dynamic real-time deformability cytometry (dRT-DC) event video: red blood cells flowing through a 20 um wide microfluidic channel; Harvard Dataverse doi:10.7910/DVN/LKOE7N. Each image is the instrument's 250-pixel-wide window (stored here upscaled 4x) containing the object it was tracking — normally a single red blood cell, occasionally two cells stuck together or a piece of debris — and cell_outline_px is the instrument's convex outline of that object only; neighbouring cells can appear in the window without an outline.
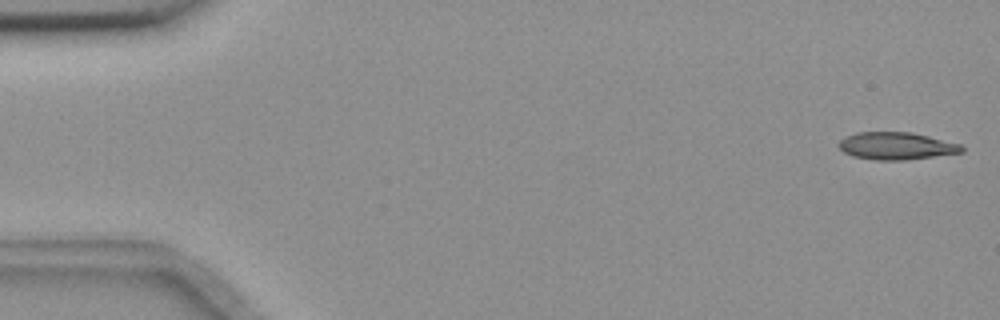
{"species": "common noctule bat (a hibernating species)", "species_latin": "Nyctalus noctula", "temperature_condition": "room temperature", "stored_images_in_passage": 55, "camera_frame_rate_fps": 3000, "um_per_image_px": 0.085, "animal": {"sex": "female", "body_mass_g": 18.4}, "frame": {"image": 1, "passage_image": 1, "time_ms": 0.0, "image_size_px": [1000, 320], "cell_outline_px": [[964, 152], [904, 160], [876, 160], [852, 156], [844, 152], [840, 148], [840, 140], [844, 136], [856, 132], [912, 132], [964, 144]], "centroid_in_image_um": [76.23, 12.39], "position_along_channel_um": 8.8, "area_um2": 19.77}}
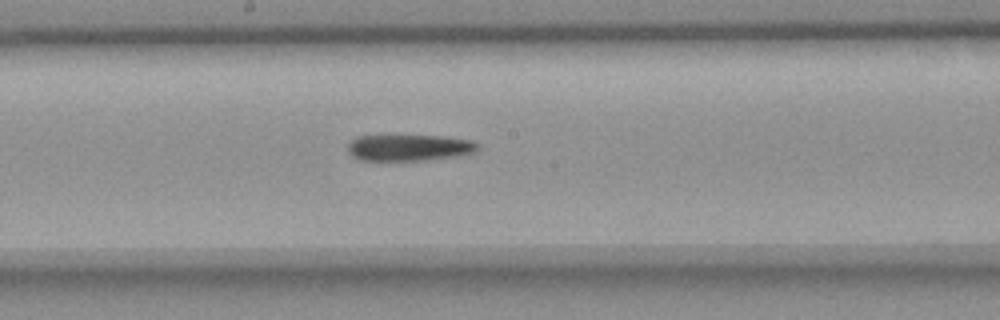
{"frame": {"image": 2, "passage_image": 29, "time_ms": 9.333, "image_size_px": [1000, 320], "cell_outline_px": [[480, 148], [476, 152], [464, 156], [428, 160], [360, 160], [352, 156], [348, 152], [348, 144], [356, 136], [444, 136], [472, 140], [480, 144]], "centroid_in_image_um": [34.87, 12.56], "position_along_channel_um": 213.3, "area_um2": 20.29}}
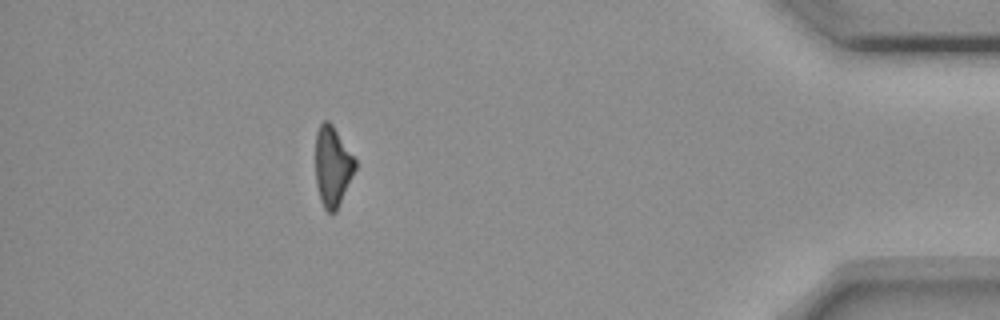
{"frame": {"image": 3, "passage_image": 49, "time_ms": 16.0, "image_size_px": [1000, 320], "cell_outline_px": [[356, 168], [336, 212], [328, 212], [324, 208], [320, 200], [316, 184], [316, 132], [320, 124], [324, 120], [328, 120], [332, 124], [356, 160]], "centroid_in_image_um": [28.26, 14.14], "position_along_channel_um": 406.9, "area_um2": 18.38}}